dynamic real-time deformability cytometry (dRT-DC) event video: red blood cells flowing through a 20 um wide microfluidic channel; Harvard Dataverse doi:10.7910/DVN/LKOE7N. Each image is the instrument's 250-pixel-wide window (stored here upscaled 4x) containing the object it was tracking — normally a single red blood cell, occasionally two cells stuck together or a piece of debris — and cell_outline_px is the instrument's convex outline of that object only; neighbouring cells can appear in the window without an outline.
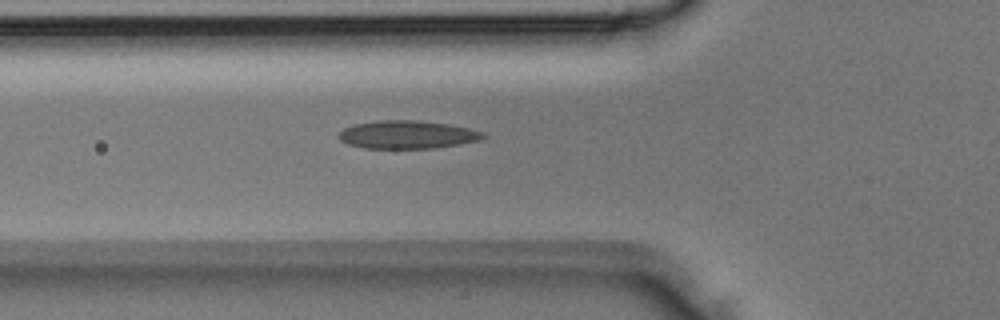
{"species": "Egyptian fruit bat (a non-hibernating species)", "species_latin": "Rousettus aegyptiacus", "temperature_condition": "room temperature", "stored_images_in_passage": 5, "camera_frame_rate_fps": 3000, "um_per_image_px": 0.085, "animal": {"sex": "male"}, "frame": {"image": 1, "passage_image": 5, "time_ms": 1.333, "image_size_px": [1000, 320], "cell_outline_px": [[488, 136], [480, 140], [460, 144], [436, 148], [364, 148], [348, 144], [340, 140], [336, 136], [344, 128], [352, 124], [376, 120], [416, 120], [448, 124], [468, 128], [484, 132]], "centroid_in_image_um": [34.61, 11.44], "position_along_channel_um": 91.2, "area_um2": 23.81}}